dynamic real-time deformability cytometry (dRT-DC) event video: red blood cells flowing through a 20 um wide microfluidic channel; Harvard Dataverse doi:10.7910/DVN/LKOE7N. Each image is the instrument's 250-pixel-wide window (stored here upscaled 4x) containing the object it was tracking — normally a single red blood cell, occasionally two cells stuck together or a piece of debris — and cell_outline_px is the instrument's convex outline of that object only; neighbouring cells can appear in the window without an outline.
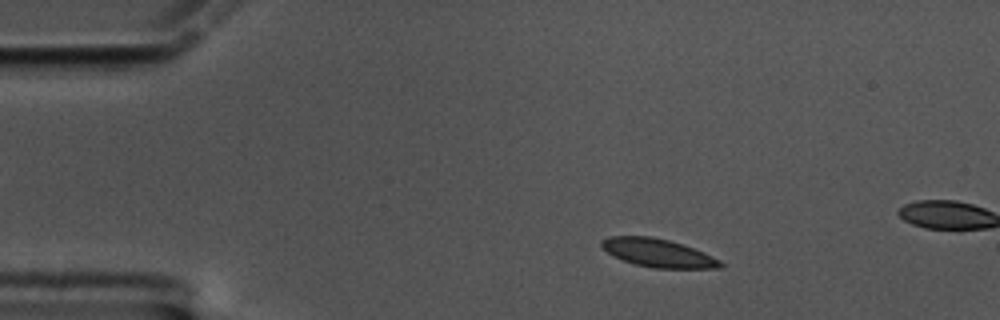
{"species": "common noctule bat (a hibernating species)", "species_latin": "Nyctalus noctula", "temperature_condition": "cold", "stored_images_in_passage": 14, "camera_frame_rate_fps": 3000, "um_per_image_px": 0.085, "animal": {"sex": "male", "body_mass_g": 17.5, "forearm_length_mm": 52.3}, "frame": {"image": 1, "passage_image": 7, "time_ms": 2.0, "image_size_px": [1000, 320], "cell_outline_px": [[724, 264], [720, 268], [652, 268], [636, 264], [612, 256], [600, 244], [600, 240], [608, 236], [652, 236], [668, 240], [704, 252], [720, 260]], "centroid_in_image_um": [55.91, 21.49], "position_along_channel_um": 29.1, "area_um2": 19.42}}